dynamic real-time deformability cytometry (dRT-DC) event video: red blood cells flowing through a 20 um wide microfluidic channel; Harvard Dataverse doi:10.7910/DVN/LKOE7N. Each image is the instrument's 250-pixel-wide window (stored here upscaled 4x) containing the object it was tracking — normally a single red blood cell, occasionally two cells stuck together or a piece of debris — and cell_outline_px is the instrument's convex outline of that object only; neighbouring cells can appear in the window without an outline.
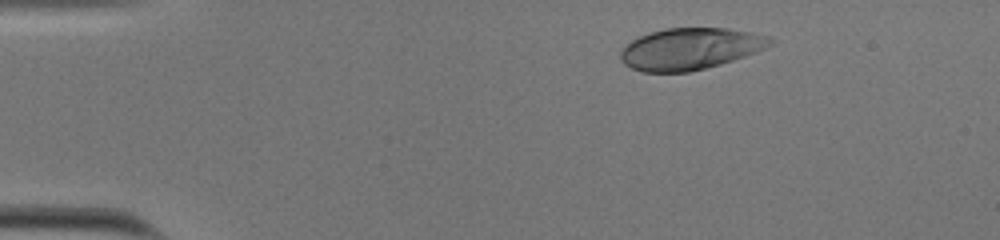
{"species": "human", "species_latin": "Homo sapiens", "temperature_condition": "cold", "stored_images_in_passage": 3, "camera_frame_rate_fps": 3000, "um_per_image_px": 0.085, "donor": {"sex": "male"}, "frame": {"image": 1, "passage_image": 1, "time_ms": 0.0, "image_size_px": [1000, 240], "cell_outline_px": [[776, 40], [772, 44], [756, 52], [720, 64], [688, 72], [644, 72], [632, 68], [624, 64], [620, 60], [620, 48], [632, 40], [640, 36], [652, 32], [668, 28], [728, 28], [752, 32], [768, 36]], "centroid_in_image_um": [58.66, 4.14], "position_along_channel_um": 26.3, "area_um2": 36.24}}